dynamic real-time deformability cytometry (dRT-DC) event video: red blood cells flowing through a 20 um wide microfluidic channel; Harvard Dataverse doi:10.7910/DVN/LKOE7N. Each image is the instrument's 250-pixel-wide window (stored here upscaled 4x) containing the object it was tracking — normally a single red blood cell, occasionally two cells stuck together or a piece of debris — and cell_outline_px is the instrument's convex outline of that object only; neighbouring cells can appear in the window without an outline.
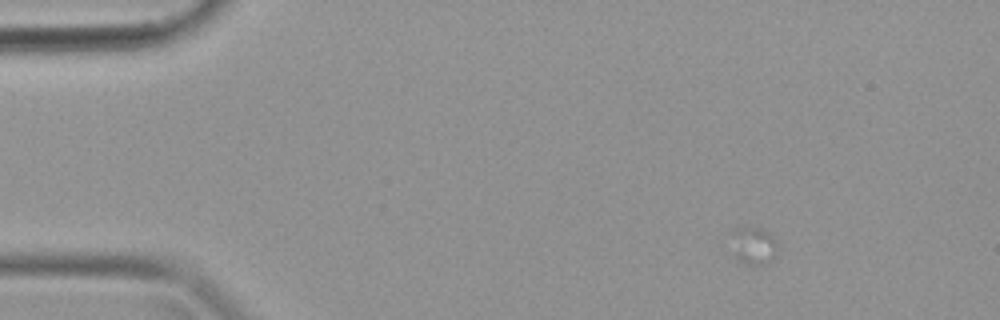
{"species": "common noctule bat (a hibernating species)", "species_latin": "Nyctalus noctula", "temperature_condition": "warm", "stored_images_in_passage": 1, "camera_frame_rate_fps": 3000, "um_per_image_px": 0.085, "animal": {"sex": "female", "body_mass_g": 19.9}, "frame": {"image": 1, "passage_image": 1, "time_ms": 0.0, "image_size_px": [1000, 320], "cell_outline_px": [[776, 256], [772, 260], [764, 264], [752, 264], [740, 260], [736, 256], [732, 232], [732, 228], [740, 224], [744, 224], [760, 228], [768, 232], [776, 240]], "centroid_in_image_um": [64.06, 20.79], "position_along_channel_um": 20.9, "area_um2": 10.12}}